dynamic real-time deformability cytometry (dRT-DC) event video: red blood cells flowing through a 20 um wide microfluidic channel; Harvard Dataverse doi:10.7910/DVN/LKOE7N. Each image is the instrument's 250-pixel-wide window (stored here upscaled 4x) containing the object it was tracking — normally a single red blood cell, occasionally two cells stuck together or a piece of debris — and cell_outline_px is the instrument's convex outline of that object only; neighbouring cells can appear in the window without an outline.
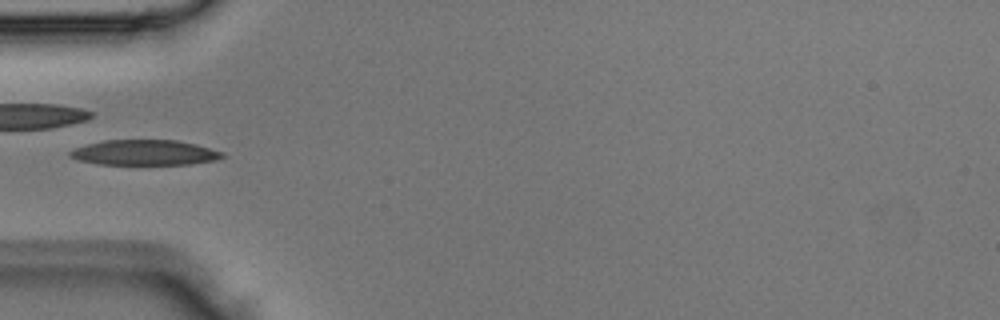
{"species": "Egyptian fruit bat (a non-hibernating species)", "species_latin": "Rousettus aegyptiacus", "temperature_condition": "room temperature", "stored_images_in_passage": 3, "camera_frame_rate_fps": 3000, "um_per_image_px": 0.085, "animal": {"sex": "male"}, "frame": {"image": 1, "passage_image": 3, "time_ms": 0.667, "image_size_px": [1000, 320], "cell_outline_px": [[228, 156], [216, 160], [188, 164], [96, 164], [76, 160], [68, 156], [68, 152], [76, 148], [88, 144], [104, 140], [176, 140], [196, 144], [224, 152]], "centroid_in_image_um": [12.3, 12.97], "position_along_channel_um": 72.7, "area_um2": 22.54}}